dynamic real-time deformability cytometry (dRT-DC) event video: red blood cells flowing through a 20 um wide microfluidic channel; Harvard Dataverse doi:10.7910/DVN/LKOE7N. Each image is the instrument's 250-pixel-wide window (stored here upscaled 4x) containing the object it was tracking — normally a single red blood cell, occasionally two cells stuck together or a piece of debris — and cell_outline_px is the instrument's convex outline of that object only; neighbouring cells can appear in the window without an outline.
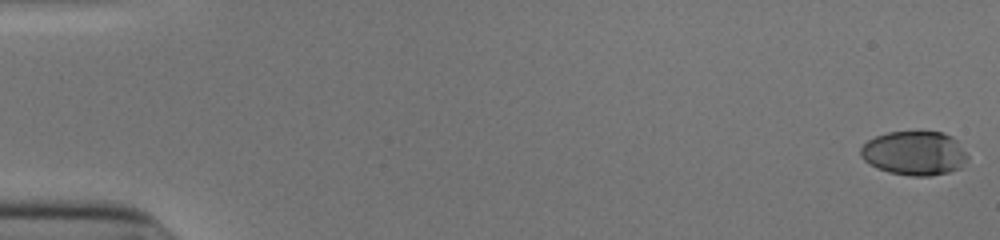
{"species": "human", "species_latin": "Homo sapiens", "temperature_condition": "cold", "stored_images_in_passage": 54, "camera_frame_rate_fps": 3000, "um_per_image_px": 0.085, "donor": {"sex": "male"}, "frame": {"image": 1, "passage_image": 1, "time_ms": 0.0, "image_size_px": [1000, 240], "cell_outline_px": [[968, 156], [960, 168], [948, 172], [932, 176], [912, 176], [888, 172], [876, 168], [864, 160], [860, 156], [860, 148], [868, 140], [876, 136], [888, 132], [944, 132], [952, 136], [956, 140]], "centroid_in_image_um": [77.7, 13.02], "position_along_channel_um": 7.3, "area_um2": 27.46}}
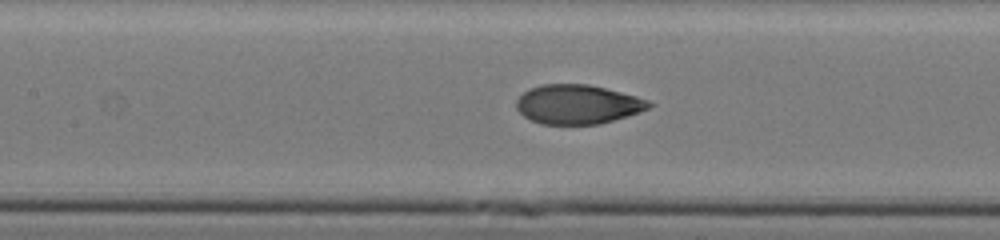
{"frame": {"image": 2, "passage_image": 26, "time_ms": 8.333, "image_size_px": [1000, 240], "cell_outline_px": [[656, 104], [648, 108], [600, 124], [540, 124], [524, 116], [516, 108], [516, 100], [528, 88], [540, 84], [588, 84], [636, 96], [648, 100]], "centroid_in_image_um": [49.06, 8.86], "position_along_channel_um": 158.3, "area_um2": 30.11}}
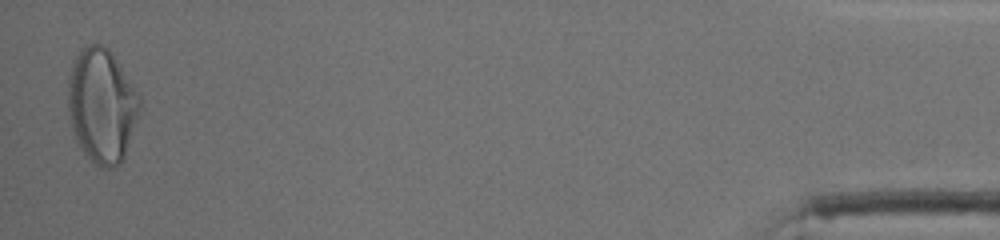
{"frame": {"image": 3, "passage_image": 53, "time_ms": 17.333, "image_size_px": [1000, 240], "cell_outline_px": [[140, 108], [124, 156], [120, 164], [112, 168], [100, 168], [84, 152], [76, 140], [68, 116], [68, 76], [76, 56], [80, 48], [88, 44], [100, 44], [108, 48], [140, 96]], "centroid_in_image_um": [8.63, 8.96], "position_along_channel_um": 426.6, "area_um2": 47.28}, "authors_computed_cell_mechanics": {"area_um2": 30.345, "velocity_mm_per_s": 3.9189, "shape_relaxation_time_tau1_ms": 6.0906, "shape_relaxation_time_tau2_ms": null, "deformation_change_tau1": 0.2493, "deformation_change_tau2": null}}